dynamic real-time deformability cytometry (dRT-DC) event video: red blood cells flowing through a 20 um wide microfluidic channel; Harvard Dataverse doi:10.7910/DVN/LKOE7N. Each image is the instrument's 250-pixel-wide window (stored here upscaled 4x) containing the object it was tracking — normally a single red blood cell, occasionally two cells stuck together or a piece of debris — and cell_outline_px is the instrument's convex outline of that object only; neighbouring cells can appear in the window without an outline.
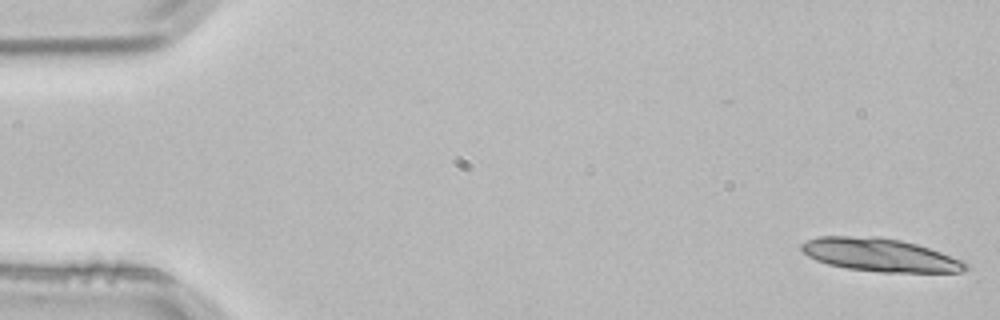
{"species": "common noctule bat (a hibernating species)", "species_latin": "Nyctalus noctula", "temperature_condition": "room temperature", "stored_images_in_passage": 5, "segment_of_instrument_passage": [1, 2], "camera_frame_rate_fps": 3000, "um_per_image_px": 0.085, "animal": {"sex": "male", "body_mass_g": 21.5, "forearm_length_mm": 52.0}, "frame": {"image": 1, "passage_image": 1, "time_ms": 0.0, "image_size_px": [1000, 320], "cell_outline_px": [[968, 268], [964, 272], [880, 272], [848, 268], [828, 264], [816, 260], [808, 256], [800, 248], [800, 244], [816, 236], [876, 236], [900, 240], [916, 244], [964, 260], [968, 264]], "centroid_in_image_um": [74.8, 21.67], "position_along_channel_um": 10.2, "area_um2": 31.67}}